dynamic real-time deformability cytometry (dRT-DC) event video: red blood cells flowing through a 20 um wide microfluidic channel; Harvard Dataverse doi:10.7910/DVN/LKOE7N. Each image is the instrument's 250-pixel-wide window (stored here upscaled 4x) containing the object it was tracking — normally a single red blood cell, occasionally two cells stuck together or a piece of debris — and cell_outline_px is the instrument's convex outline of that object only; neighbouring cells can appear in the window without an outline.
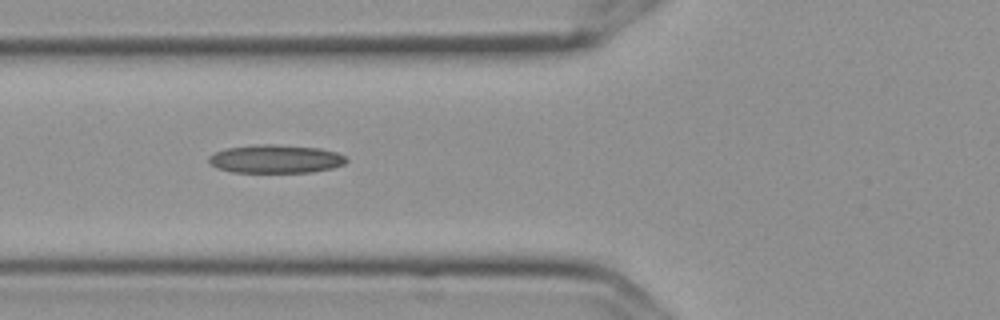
{"species": "Egyptian fruit bat (a non-hibernating species)", "species_latin": "Rousettus aegyptiacus", "temperature_condition": "cold", "stored_images_in_passage": 7, "camera_frame_rate_fps": 3000, "um_per_image_px": 0.085, "frame": {"image": 1, "passage_image": 5, "time_ms": 1.333, "image_size_px": [1000, 320], "cell_outline_px": [[348, 160], [344, 164], [332, 168], [312, 172], [232, 172], [216, 168], [208, 164], [208, 156], [224, 148], [252, 144], [276, 144], [320, 148], [336, 152], [344, 156]], "centroid_in_image_um": [23.38, 13.5], "position_along_channel_um": 102.4, "area_um2": 23.0}}
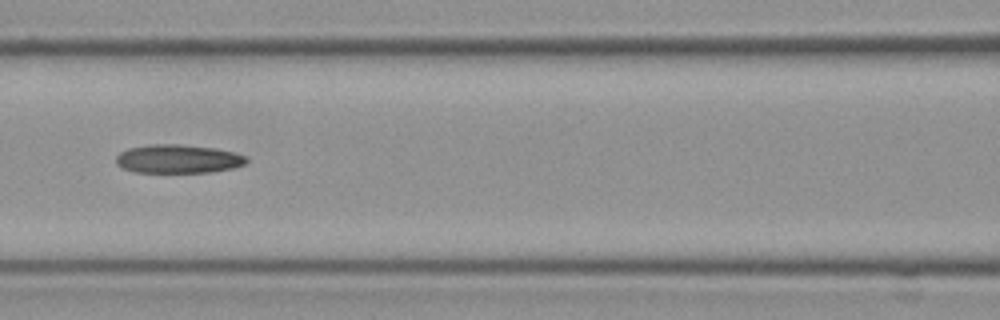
{"frame": {"image": 2, "passage_image": 6, "time_ms": 1.667, "image_size_px": [1000, 320], "cell_outline_px": [[248, 160], [244, 164], [232, 168], [212, 172], [136, 172], [120, 168], [116, 164], [116, 156], [120, 152], [128, 148], [152, 144], [180, 144], [216, 148], [232, 152], [244, 156]], "centroid_in_image_um": [15.09, 13.5], "position_along_channel_um": 151.5, "area_um2": 21.73}}
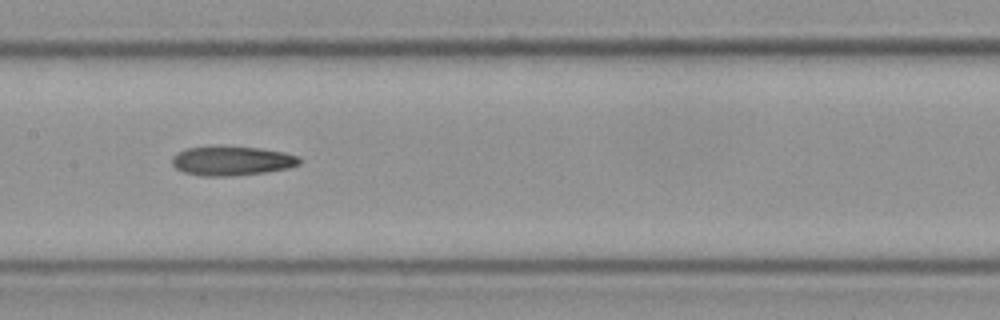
{"frame": {"image": 3, "passage_image": 7, "time_ms": 2.0, "image_size_px": [1000, 320], "cell_outline_px": [[300, 164], [288, 168], [264, 172], [228, 176], [204, 176], [184, 172], [176, 168], [172, 164], [172, 156], [188, 148], [208, 144], [220, 144], [260, 148], [284, 152], [296, 156], [300, 160]], "centroid_in_image_um": [19.66, 13.63], "position_along_channel_um": 187.7, "area_um2": 22.14}}